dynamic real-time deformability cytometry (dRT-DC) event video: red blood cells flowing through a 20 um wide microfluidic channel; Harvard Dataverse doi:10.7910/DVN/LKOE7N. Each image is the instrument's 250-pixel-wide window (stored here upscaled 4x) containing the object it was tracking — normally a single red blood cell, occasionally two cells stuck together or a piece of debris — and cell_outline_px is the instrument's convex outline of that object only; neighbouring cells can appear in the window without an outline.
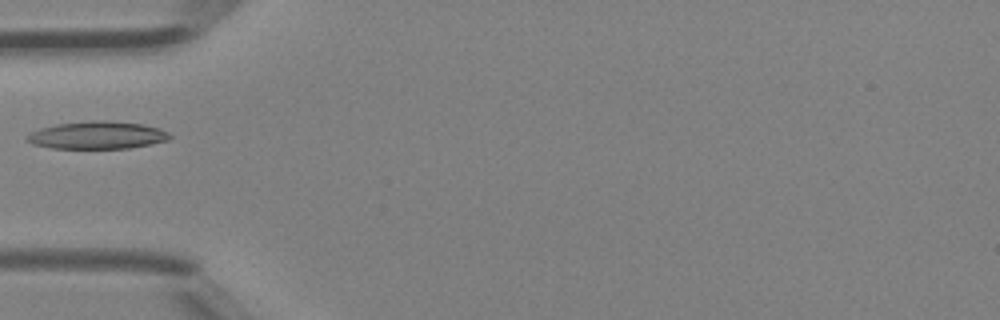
{"species": "Egyptian fruit bat (a non-hibernating species)", "species_latin": "Rousettus aegyptiacus", "temperature_condition": "room temperature", "stored_images_in_passage": 1, "camera_frame_rate_fps": 3000, "um_per_image_px": 0.085, "animal": {"sex": "female"}, "frame": {"image": 1, "passage_image": 1, "time_ms": 0.0, "image_size_px": [1000, 320], "cell_outline_px": [[172, 136], [168, 140], [152, 144], [128, 148], [52, 148], [32, 144], [24, 140], [24, 136], [40, 128], [56, 124], [92, 120], [104, 120], [140, 124], [160, 128], [168, 132]], "centroid_in_image_um": [8.24, 11.49], "position_along_channel_um": 76.8, "area_um2": 23.0}}